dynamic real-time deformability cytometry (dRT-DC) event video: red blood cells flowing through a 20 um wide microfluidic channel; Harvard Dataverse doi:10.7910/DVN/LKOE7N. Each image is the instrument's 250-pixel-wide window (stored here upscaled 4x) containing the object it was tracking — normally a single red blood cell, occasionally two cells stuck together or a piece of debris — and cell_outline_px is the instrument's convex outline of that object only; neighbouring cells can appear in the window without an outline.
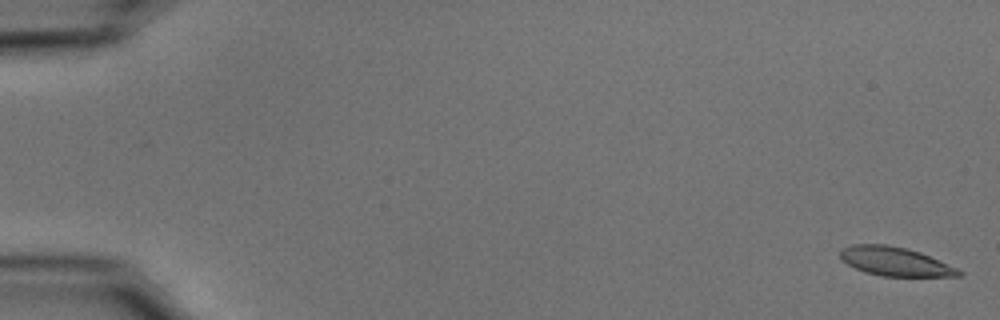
{"species": "common noctule bat (a hibernating species)", "species_latin": "Nyctalus noctula", "temperature_condition": "cold", "stored_images_in_passage": 55, "camera_frame_rate_fps": 3000, "um_per_image_px": 0.085, "animal": {"sex": "male", "body_mass_g": 15.6}, "frame": {"image": 1, "passage_image": 1, "time_ms": 0.0, "image_size_px": [1000, 320], "cell_outline_px": [[964, 272], [960, 276], [880, 276], [864, 272], [840, 260], [840, 248], [852, 244], [884, 244], [908, 248], [920, 252], [956, 268]], "centroid_in_image_um": [76.03, 22.22], "position_along_channel_um": 9.0, "area_um2": 19.94}}
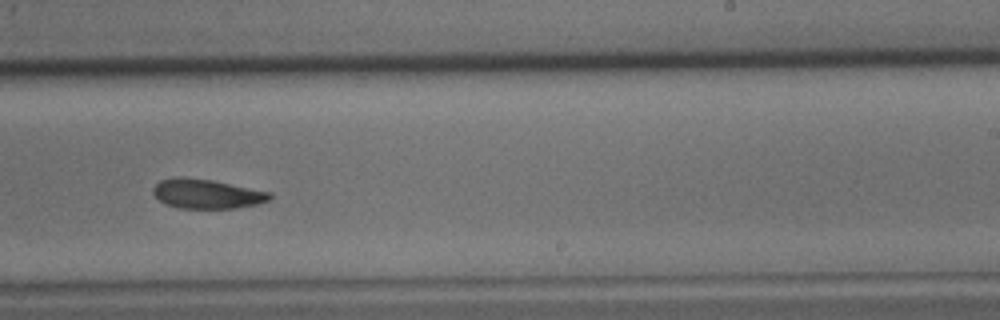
{"frame": {"image": 2, "passage_image": 35, "time_ms": 11.333, "image_size_px": [1000, 320], "cell_outline_px": [[272, 196], [268, 200], [256, 204], [236, 208], [180, 208], [164, 204], [152, 192], [152, 188], [160, 180], [176, 176], [180, 176], [212, 180], [272, 192]], "centroid_in_image_um": [17.55, 16.46], "position_along_channel_um": 271.4, "area_um2": 20.06}}
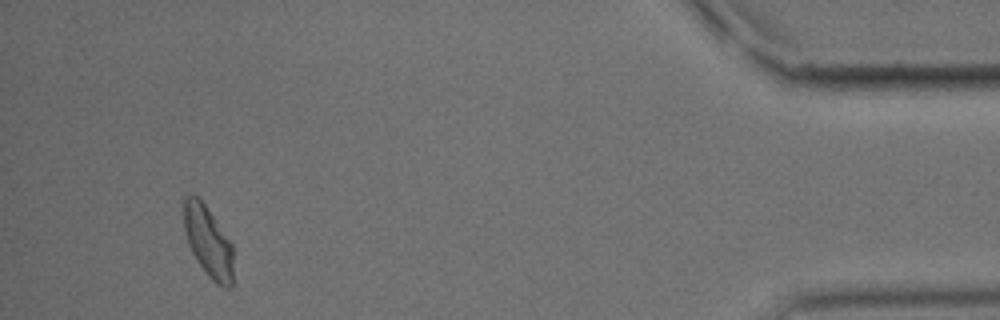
{"frame": {"image": 3, "passage_image": 52, "time_ms": 17.0, "image_size_px": [1000, 320], "cell_outline_px": [[232, 284], [228, 288], [224, 288], [216, 284], [208, 276], [196, 260], [188, 244], [184, 228], [180, 200], [184, 196], [192, 192], [204, 204], [232, 244]], "centroid_in_image_um": [17.62, 20.48], "position_along_channel_um": 417.6, "area_um2": 20.69}, "authors_computed_cell_mechanics": {"area_um2": 20.808, "velocity_mm_per_s": 3.6741, "shape_relaxation_time_tau1_ms": 7.0466, "shape_relaxation_time_tau2_ms": 3.4783, "deformation_change_tau1": 0.1735, "deformation_change_tau2": 0.0985}}